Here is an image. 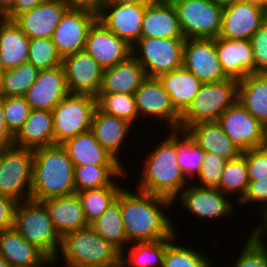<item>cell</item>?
I'll use <instances>...</instances> for the list:
<instances>
[{
	"mask_svg": "<svg viewBox=\"0 0 267 267\" xmlns=\"http://www.w3.org/2000/svg\"><path fill=\"white\" fill-rule=\"evenodd\" d=\"M171 239L130 243L122 251L121 260L128 267H163L166 247Z\"/></svg>",
	"mask_w": 267,
	"mask_h": 267,
	"instance_id": "e575fe53",
	"label": "cell"
},
{
	"mask_svg": "<svg viewBox=\"0 0 267 267\" xmlns=\"http://www.w3.org/2000/svg\"><path fill=\"white\" fill-rule=\"evenodd\" d=\"M176 155L177 165L187 180H195L200 174L205 151L186 131L176 130Z\"/></svg>",
	"mask_w": 267,
	"mask_h": 267,
	"instance_id": "8d00e7d4",
	"label": "cell"
},
{
	"mask_svg": "<svg viewBox=\"0 0 267 267\" xmlns=\"http://www.w3.org/2000/svg\"><path fill=\"white\" fill-rule=\"evenodd\" d=\"M4 71L5 70H4V68H3L2 64H1V60H0V76L3 74Z\"/></svg>",
	"mask_w": 267,
	"mask_h": 267,
	"instance_id": "003e7915",
	"label": "cell"
},
{
	"mask_svg": "<svg viewBox=\"0 0 267 267\" xmlns=\"http://www.w3.org/2000/svg\"><path fill=\"white\" fill-rule=\"evenodd\" d=\"M202 161L200 174L193 183L200 187L217 188L227 160L215 153L205 152Z\"/></svg>",
	"mask_w": 267,
	"mask_h": 267,
	"instance_id": "ee69618b",
	"label": "cell"
},
{
	"mask_svg": "<svg viewBox=\"0 0 267 267\" xmlns=\"http://www.w3.org/2000/svg\"><path fill=\"white\" fill-rule=\"evenodd\" d=\"M217 122L242 152L264 145L265 126L254 118L239 101L226 109Z\"/></svg>",
	"mask_w": 267,
	"mask_h": 267,
	"instance_id": "4fadbf2b",
	"label": "cell"
},
{
	"mask_svg": "<svg viewBox=\"0 0 267 267\" xmlns=\"http://www.w3.org/2000/svg\"><path fill=\"white\" fill-rule=\"evenodd\" d=\"M16 0H0V18H5L14 8Z\"/></svg>",
	"mask_w": 267,
	"mask_h": 267,
	"instance_id": "9f6ffc18",
	"label": "cell"
},
{
	"mask_svg": "<svg viewBox=\"0 0 267 267\" xmlns=\"http://www.w3.org/2000/svg\"><path fill=\"white\" fill-rule=\"evenodd\" d=\"M69 94L63 66L40 70L23 96L31 109L53 110Z\"/></svg>",
	"mask_w": 267,
	"mask_h": 267,
	"instance_id": "44dd1931",
	"label": "cell"
},
{
	"mask_svg": "<svg viewBox=\"0 0 267 267\" xmlns=\"http://www.w3.org/2000/svg\"><path fill=\"white\" fill-rule=\"evenodd\" d=\"M76 193L74 165L61 144L34 150L31 199L43 201Z\"/></svg>",
	"mask_w": 267,
	"mask_h": 267,
	"instance_id": "3957f363",
	"label": "cell"
},
{
	"mask_svg": "<svg viewBox=\"0 0 267 267\" xmlns=\"http://www.w3.org/2000/svg\"><path fill=\"white\" fill-rule=\"evenodd\" d=\"M13 145L32 150L55 145L53 112L32 109L23 127L15 135Z\"/></svg>",
	"mask_w": 267,
	"mask_h": 267,
	"instance_id": "4316f807",
	"label": "cell"
},
{
	"mask_svg": "<svg viewBox=\"0 0 267 267\" xmlns=\"http://www.w3.org/2000/svg\"><path fill=\"white\" fill-rule=\"evenodd\" d=\"M62 147L74 166L92 165H122L110 152L103 148L91 131L76 135L65 140Z\"/></svg>",
	"mask_w": 267,
	"mask_h": 267,
	"instance_id": "83f0119b",
	"label": "cell"
},
{
	"mask_svg": "<svg viewBox=\"0 0 267 267\" xmlns=\"http://www.w3.org/2000/svg\"><path fill=\"white\" fill-rule=\"evenodd\" d=\"M62 60L52 38L29 39L28 62L35 68L39 70L52 69L61 66Z\"/></svg>",
	"mask_w": 267,
	"mask_h": 267,
	"instance_id": "7bdbcfd3",
	"label": "cell"
},
{
	"mask_svg": "<svg viewBox=\"0 0 267 267\" xmlns=\"http://www.w3.org/2000/svg\"><path fill=\"white\" fill-rule=\"evenodd\" d=\"M14 139L15 135L7 126L4 115L3 97L0 96V148L13 145Z\"/></svg>",
	"mask_w": 267,
	"mask_h": 267,
	"instance_id": "db71d44e",
	"label": "cell"
},
{
	"mask_svg": "<svg viewBox=\"0 0 267 267\" xmlns=\"http://www.w3.org/2000/svg\"><path fill=\"white\" fill-rule=\"evenodd\" d=\"M260 5L267 10V0H260Z\"/></svg>",
	"mask_w": 267,
	"mask_h": 267,
	"instance_id": "e7e4bbea",
	"label": "cell"
},
{
	"mask_svg": "<svg viewBox=\"0 0 267 267\" xmlns=\"http://www.w3.org/2000/svg\"><path fill=\"white\" fill-rule=\"evenodd\" d=\"M183 66L203 84L227 79L221 68L213 38L185 39Z\"/></svg>",
	"mask_w": 267,
	"mask_h": 267,
	"instance_id": "5bb4252c",
	"label": "cell"
},
{
	"mask_svg": "<svg viewBox=\"0 0 267 267\" xmlns=\"http://www.w3.org/2000/svg\"><path fill=\"white\" fill-rule=\"evenodd\" d=\"M3 107L7 126L16 135L32 109L24 97H3Z\"/></svg>",
	"mask_w": 267,
	"mask_h": 267,
	"instance_id": "f6af8a7d",
	"label": "cell"
},
{
	"mask_svg": "<svg viewBox=\"0 0 267 267\" xmlns=\"http://www.w3.org/2000/svg\"><path fill=\"white\" fill-rule=\"evenodd\" d=\"M179 236L176 234L166 247L164 255L163 267H213L214 262L208 256H204V252H199L180 244L177 240ZM178 243V244H177ZM212 262V263H211Z\"/></svg>",
	"mask_w": 267,
	"mask_h": 267,
	"instance_id": "60d3db41",
	"label": "cell"
},
{
	"mask_svg": "<svg viewBox=\"0 0 267 267\" xmlns=\"http://www.w3.org/2000/svg\"><path fill=\"white\" fill-rule=\"evenodd\" d=\"M186 132L205 152L215 153L226 160L238 158L242 154L218 122L191 125Z\"/></svg>",
	"mask_w": 267,
	"mask_h": 267,
	"instance_id": "f546056e",
	"label": "cell"
},
{
	"mask_svg": "<svg viewBox=\"0 0 267 267\" xmlns=\"http://www.w3.org/2000/svg\"><path fill=\"white\" fill-rule=\"evenodd\" d=\"M133 95L139 120L166 123V132L168 129L179 130L181 114L174 108L170 95L158 78L147 77Z\"/></svg>",
	"mask_w": 267,
	"mask_h": 267,
	"instance_id": "7c38bea8",
	"label": "cell"
},
{
	"mask_svg": "<svg viewBox=\"0 0 267 267\" xmlns=\"http://www.w3.org/2000/svg\"><path fill=\"white\" fill-rule=\"evenodd\" d=\"M239 1L260 5V0H239Z\"/></svg>",
	"mask_w": 267,
	"mask_h": 267,
	"instance_id": "6125c7cd",
	"label": "cell"
},
{
	"mask_svg": "<svg viewBox=\"0 0 267 267\" xmlns=\"http://www.w3.org/2000/svg\"><path fill=\"white\" fill-rule=\"evenodd\" d=\"M237 204L240 206L249 204L252 206L255 204L254 207L257 212L267 209V177L261 180H249L247 190Z\"/></svg>",
	"mask_w": 267,
	"mask_h": 267,
	"instance_id": "681fc988",
	"label": "cell"
},
{
	"mask_svg": "<svg viewBox=\"0 0 267 267\" xmlns=\"http://www.w3.org/2000/svg\"><path fill=\"white\" fill-rule=\"evenodd\" d=\"M141 38L185 39L170 0H151L147 3Z\"/></svg>",
	"mask_w": 267,
	"mask_h": 267,
	"instance_id": "7402d4cb",
	"label": "cell"
},
{
	"mask_svg": "<svg viewBox=\"0 0 267 267\" xmlns=\"http://www.w3.org/2000/svg\"><path fill=\"white\" fill-rule=\"evenodd\" d=\"M58 262L60 261H58L55 257L46 256L41 262L27 267H56Z\"/></svg>",
	"mask_w": 267,
	"mask_h": 267,
	"instance_id": "6f0895ef",
	"label": "cell"
},
{
	"mask_svg": "<svg viewBox=\"0 0 267 267\" xmlns=\"http://www.w3.org/2000/svg\"><path fill=\"white\" fill-rule=\"evenodd\" d=\"M172 206L175 207L168 198L123 186L121 214L128 242L173 238L179 231L174 227L168 213L166 214L167 208L172 210Z\"/></svg>",
	"mask_w": 267,
	"mask_h": 267,
	"instance_id": "6da1fadb",
	"label": "cell"
},
{
	"mask_svg": "<svg viewBox=\"0 0 267 267\" xmlns=\"http://www.w3.org/2000/svg\"><path fill=\"white\" fill-rule=\"evenodd\" d=\"M258 214H260L262 220L261 218L259 219L263 223H261L260 226L257 225V227L254 225L255 227L250 230L251 232L247 236H251L262 248L267 251V209L260 211Z\"/></svg>",
	"mask_w": 267,
	"mask_h": 267,
	"instance_id": "f5cc1de1",
	"label": "cell"
},
{
	"mask_svg": "<svg viewBox=\"0 0 267 267\" xmlns=\"http://www.w3.org/2000/svg\"><path fill=\"white\" fill-rule=\"evenodd\" d=\"M255 73H267V21L250 38Z\"/></svg>",
	"mask_w": 267,
	"mask_h": 267,
	"instance_id": "c3c4849f",
	"label": "cell"
},
{
	"mask_svg": "<svg viewBox=\"0 0 267 267\" xmlns=\"http://www.w3.org/2000/svg\"><path fill=\"white\" fill-rule=\"evenodd\" d=\"M146 5L106 3L98 21L133 46L141 38Z\"/></svg>",
	"mask_w": 267,
	"mask_h": 267,
	"instance_id": "e0dca14e",
	"label": "cell"
},
{
	"mask_svg": "<svg viewBox=\"0 0 267 267\" xmlns=\"http://www.w3.org/2000/svg\"><path fill=\"white\" fill-rule=\"evenodd\" d=\"M147 77L144 67L131 55L126 61L104 69L98 94H134Z\"/></svg>",
	"mask_w": 267,
	"mask_h": 267,
	"instance_id": "484cf974",
	"label": "cell"
},
{
	"mask_svg": "<svg viewBox=\"0 0 267 267\" xmlns=\"http://www.w3.org/2000/svg\"><path fill=\"white\" fill-rule=\"evenodd\" d=\"M46 0H16L13 10L5 17L14 20L19 14L30 11Z\"/></svg>",
	"mask_w": 267,
	"mask_h": 267,
	"instance_id": "11a10c76",
	"label": "cell"
},
{
	"mask_svg": "<svg viewBox=\"0 0 267 267\" xmlns=\"http://www.w3.org/2000/svg\"><path fill=\"white\" fill-rule=\"evenodd\" d=\"M0 267H12L4 258L0 256Z\"/></svg>",
	"mask_w": 267,
	"mask_h": 267,
	"instance_id": "94428289",
	"label": "cell"
},
{
	"mask_svg": "<svg viewBox=\"0 0 267 267\" xmlns=\"http://www.w3.org/2000/svg\"><path fill=\"white\" fill-rule=\"evenodd\" d=\"M168 131L166 138L149 148L152 151H146V157L141 160L140 177L137 176L134 185L140 191L174 201L190 182L177 165L176 130Z\"/></svg>",
	"mask_w": 267,
	"mask_h": 267,
	"instance_id": "7a4b0ae2",
	"label": "cell"
},
{
	"mask_svg": "<svg viewBox=\"0 0 267 267\" xmlns=\"http://www.w3.org/2000/svg\"><path fill=\"white\" fill-rule=\"evenodd\" d=\"M97 107L104 113L123 119L136 128L139 125V114L137 111L133 94H98ZM136 121V123H135Z\"/></svg>",
	"mask_w": 267,
	"mask_h": 267,
	"instance_id": "b9f144b4",
	"label": "cell"
},
{
	"mask_svg": "<svg viewBox=\"0 0 267 267\" xmlns=\"http://www.w3.org/2000/svg\"><path fill=\"white\" fill-rule=\"evenodd\" d=\"M97 20L88 12L70 9L65 12L52 36L62 58L85 49L89 29Z\"/></svg>",
	"mask_w": 267,
	"mask_h": 267,
	"instance_id": "ac0fdd59",
	"label": "cell"
},
{
	"mask_svg": "<svg viewBox=\"0 0 267 267\" xmlns=\"http://www.w3.org/2000/svg\"><path fill=\"white\" fill-rule=\"evenodd\" d=\"M18 201L0 194V231L14 227L15 210Z\"/></svg>",
	"mask_w": 267,
	"mask_h": 267,
	"instance_id": "f907efd6",
	"label": "cell"
},
{
	"mask_svg": "<svg viewBox=\"0 0 267 267\" xmlns=\"http://www.w3.org/2000/svg\"><path fill=\"white\" fill-rule=\"evenodd\" d=\"M121 255L118 247L88 225L62 238L56 259L63 260L59 267H110L121 261Z\"/></svg>",
	"mask_w": 267,
	"mask_h": 267,
	"instance_id": "277c9868",
	"label": "cell"
},
{
	"mask_svg": "<svg viewBox=\"0 0 267 267\" xmlns=\"http://www.w3.org/2000/svg\"><path fill=\"white\" fill-rule=\"evenodd\" d=\"M185 39L140 38L132 46V56L148 77L158 78L183 66Z\"/></svg>",
	"mask_w": 267,
	"mask_h": 267,
	"instance_id": "30bf717a",
	"label": "cell"
},
{
	"mask_svg": "<svg viewBox=\"0 0 267 267\" xmlns=\"http://www.w3.org/2000/svg\"><path fill=\"white\" fill-rule=\"evenodd\" d=\"M266 21L267 10L261 5L237 1L223 8L218 37L250 40Z\"/></svg>",
	"mask_w": 267,
	"mask_h": 267,
	"instance_id": "2e32d148",
	"label": "cell"
},
{
	"mask_svg": "<svg viewBox=\"0 0 267 267\" xmlns=\"http://www.w3.org/2000/svg\"><path fill=\"white\" fill-rule=\"evenodd\" d=\"M110 267H128L122 260L120 262H118L115 265H112Z\"/></svg>",
	"mask_w": 267,
	"mask_h": 267,
	"instance_id": "be15d7a7",
	"label": "cell"
},
{
	"mask_svg": "<svg viewBox=\"0 0 267 267\" xmlns=\"http://www.w3.org/2000/svg\"><path fill=\"white\" fill-rule=\"evenodd\" d=\"M123 165H92L74 166V183L76 192L101 188L104 186H123L119 179L127 177ZM123 176V177H122ZM117 177V178H116ZM122 177V178H121Z\"/></svg>",
	"mask_w": 267,
	"mask_h": 267,
	"instance_id": "836d02e7",
	"label": "cell"
},
{
	"mask_svg": "<svg viewBox=\"0 0 267 267\" xmlns=\"http://www.w3.org/2000/svg\"><path fill=\"white\" fill-rule=\"evenodd\" d=\"M133 125L116 116L102 112L98 107L94 110L91 129L98 143L110 152L122 165L120 152L124 148L126 138L132 133ZM132 131V132H131ZM121 149V150H120ZM120 156V157H119Z\"/></svg>",
	"mask_w": 267,
	"mask_h": 267,
	"instance_id": "cb8c5ba5",
	"label": "cell"
},
{
	"mask_svg": "<svg viewBox=\"0 0 267 267\" xmlns=\"http://www.w3.org/2000/svg\"><path fill=\"white\" fill-rule=\"evenodd\" d=\"M237 101L266 127L267 73H252L239 80Z\"/></svg>",
	"mask_w": 267,
	"mask_h": 267,
	"instance_id": "d6a6232c",
	"label": "cell"
},
{
	"mask_svg": "<svg viewBox=\"0 0 267 267\" xmlns=\"http://www.w3.org/2000/svg\"><path fill=\"white\" fill-rule=\"evenodd\" d=\"M106 241L123 251L130 243L126 236L121 214V191L105 212L90 224ZM127 245V246H126Z\"/></svg>",
	"mask_w": 267,
	"mask_h": 267,
	"instance_id": "d590c367",
	"label": "cell"
},
{
	"mask_svg": "<svg viewBox=\"0 0 267 267\" xmlns=\"http://www.w3.org/2000/svg\"><path fill=\"white\" fill-rule=\"evenodd\" d=\"M41 202L46 207L49 217L61 238L68 233L90 225L86 220L77 193L46 199Z\"/></svg>",
	"mask_w": 267,
	"mask_h": 267,
	"instance_id": "d4e9b609",
	"label": "cell"
},
{
	"mask_svg": "<svg viewBox=\"0 0 267 267\" xmlns=\"http://www.w3.org/2000/svg\"><path fill=\"white\" fill-rule=\"evenodd\" d=\"M14 228L29 243L36 245L47 256L57 257L62 238L56 231L46 207L32 199L18 202Z\"/></svg>",
	"mask_w": 267,
	"mask_h": 267,
	"instance_id": "8992f818",
	"label": "cell"
},
{
	"mask_svg": "<svg viewBox=\"0 0 267 267\" xmlns=\"http://www.w3.org/2000/svg\"><path fill=\"white\" fill-rule=\"evenodd\" d=\"M191 183L174 199L173 205L176 200H179L178 203L181 204L182 209H186L185 211L190 212L198 220L209 219L212 222L217 218L219 220V218L236 216L234 213L237 206L232 198L224 195L217 188L200 187Z\"/></svg>",
	"mask_w": 267,
	"mask_h": 267,
	"instance_id": "8fae6325",
	"label": "cell"
},
{
	"mask_svg": "<svg viewBox=\"0 0 267 267\" xmlns=\"http://www.w3.org/2000/svg\"><path fill=\"white\" fill-rule=\"evenodd\" d=\"M34 150L15 145L0 148V194L18 202L31 199Z\"/></svg>",
	"mask_w": 267,
	"mask_h": 267,
	"instance_id": "52a82bcc",
	"label": "cell"
},
{
	"mask_svg": "<svg viewBox=\"0 0 267 267\" xmlns=\"http://www.w3.org/2000/svg\"><path fill=\"white\" fill-rule=\"evenodd\" d=\"M70 10L84 11L95 15H101L107 0H64Z\"/></svg>",
	"mask_w": 267,
	"mask_h": 267,
	"instance_id": "816d5d0a",
	"label": "cell"
},
{
	"mask_svg": "<svg viewBox=\"0 0 267 267\" xmlns=\"http://www.w3.org/2000/svg\"><path fill=\"white\" fill-rule=\"evenodd\" d=\"M67 88L70 94H88L97 97L103 79V67L86 51L63 57Z\"/></svg>",
	"mask_w": 267,
	"mask_h": 267,
	"instance_id": "9a60e30c",
	"label": "cell"
},
{
	"mask_svg": "<svg viewBox=\"0 0 267 267\" xmlns=\"http://www.w3.org/2000/svg\"><path fill=\"white\" fill-rule=\"evenodd\" d=\"M264 146L267 148V126L265 127V140H264Z\"/></svg>",
	"mask_w": 267,
	"mask_h": 267,
	"instance_id": "03108f58",
	"label": "cell"
},
{
	"mask_svg": "<svg viewBox=\"0 0 267 267\" xmlns=\"http://www.w3.org/2000/svg\"><path fill=\"white\" fill-rule=\"evenodd\" d=\"M122 188V186H104L76 192L89 224L101 216L108 206L117 199Z\"/></svg>",
	"mask_w": 267,
	"mask_h": 267,
	"instance_id": "ab89813d",
	"label": "cell"
},
{
	"mask_svg": "<svg viewBox=\"0 0 267 267\" xmlns=\"http://www.w3.org/2000/svg\"><path fill=\"white\" fill-rule=\"evenodd\" d=\"M39 71L29 62L6 69L0 76V96L23 97L36 81Z\"/></svg>",
	"mask_w": 267,
	"mask_h": 267,
	"instance_id": "74e56055",
	"label": "cell"
},
{
	"mask_svg": "<svg viewBox=\"0 0 267 267\" xmlns=\"http://www.w3.org/2000/svg\"><path fill=\"white\" fill-rule=\"evenodd\" d=\"M249 183L248 168L245 157L241 154L238 158L227 160L222 172V178L217 187L224 195L234 196L238 203L244 196Z\"/></svg>",
	"mask_w": 267,
	"mask_h": 267,
	"instance_id": "f35d334b",
	"label": "cell"
},
{
	"mask_svg": "<svg viewBox=\"0 0 267 267\" xmlns=\"http://www.w3.org/2000/svg\"><path fill=\"white\" fill-rule=\"evenodd\" d=\"M187 38H217L221 30L223 6L212 0H170Z\"/></svg>",
	"mask_w": 267,
	"mask_h": 267,
	"instance_id": "9c48e42d",
	"label": "cell"
},
{
	"mask_svg": "<svg viewBox=\"0 0 267 267\" xmlns=\"http://www.w3.org/2000/svg\"><path fill=\"white\" fill-rule=\"evenodd\" d=\"M238 98V81L227 78L216 83H205L181 114L179 130L186 131L191 125L217 122L220 115Z\"/></svg>",
	"mask_w": 267,
	"mask_h": 267,
	"instance_id": "5b68a950",
	"label": "cell"
},
{
	"mask_svg": "<svg viewBox=\"0 0 267 267\" xmlns=\"http://www.w3.org/2000/svg\"><path fill=\"white\" fill-rule=\"evenodd\" d=\"M221 68L227 78L237 81L255 73V61L250 40L215 38Z\"/></svg>",
	"mask_w": 267,
	"mask_h": 267,
	"instance_id": "603a6c76",
	"label": "cell"
},
{
	"mask_svg": "<svg viewBox=\"0 0 267 267\" xmlns=\"http://www.w3.org/2000/svg\"><path fill=\"white\" fill-rule=\"evenodd\" d=\"M0 256L12 267H27L41 262L47 255L13 227L0 231Z\"/></svg>",
	"mask_w": 267,
	"mask_h": 267,
	"instance_id": "4dcf8cb0",
	"label": "cell"
},
{
	"mask_svg": "<svg viewBox=\"0 0 267 267\" xmlns=\"http://www.w3.org/2000/svg\"><path fill=\"white\" fill-rule=\"evenodd\" d=\"M96 107V97L88 94L69 93L52 110L55 145L90 131Z\"/></svg>",
	"mask_w": 267,
	"mask_h": 267,
	"instance_id": "ba28073f",
	"label": "cell"
},
{
	"mask_svg": "<svg viewBox=\"0 0 267 267\" xmlns=\"http://www.w3.org/2000/svg\"><path fill=\"white\" fill-rule=\"evenodd\" d=\"M212 1L218 5L225 7L227 5H230V4L237 2L239 0H212Z\"/></svg>",
	"mask_w": 267,
	"mask_h": 267,
	"instance_id": "91938a15",
	"label": "cell"
},
{
	"mask_svg": "<svg viewBox=\"0 0 267 267\" xmlns=\"http://www.w3.org/2000/svg\"><path fill=\"white\" fill-rule=\"evenodd\" d=\"M246 159L249 180H261L267 177V148H253L242 152Z\"/></svg>",
	"mask_w": 267,
	"mask_h": 267,
	"instance_id": "7dc6e473",
	"label": "cell"
},
{
	"mask_svg": "<svg viewBox=\"0 0 267 267\" xmlns=\"http://www.w3.org/2000/svg\"><path fill=\"white\" fill-rule=\"evenodd\" d=\"M151 0H107V3L115 4H147Z\"/></svg>",
	"mask_w": 267,
	"mask_h": 267,
	"instance_id": "680465c9",
	"label": "cell"
},
{
	"mask_svg": "<svg viewBox=\"0 0 267 267\" xmlns=\"http://www.w3.org/2000/svg\"><path fill=\"white\" fill-rule=\"evenodd\" d=\"M170 95L174 108L182 114L191 104L203 83L184 66L158 77Z\"/></svg>",
	"mask_w": 267,
	"mask_h": 267,
	"instance_id": "1f68e13d",
	"label": "cell"
},
{
	"mask_svg": "<svg viewBox=\"0 0 267 267\" xmlns=\"http://www.w3.org/2000/svg\"><path fill=\"white\" fill-rule=\"evenodd\" d=\"M233 264V267H267V251L249 236Z\"/></svg>",
	"mask_w": 267,
	"mask_h": 267,
	"instance_id": "bcb514c9",
	"label": "cell"
},
{
	"mask_svg": "<svg viewBox=\"0 0 267 267\" xmlns=\"http://www.w3.org/2000/svg\"><path fill=\"white\" fill-rule=\"evenodd\" d=\"M29 38L10 19L0 18V60L6 69L28 62Z\"/></svg>",
	"mask_w": 267,
	"mask_h": 267,
	"instance_id": "f1b7e54d",
	"label": "cell"
},
{
	"mask_svg": "<svg viewBox=\"0 0 267 267\" xmlns=\"http://www.w3.org/2000/svg\"><path fill=\"white\" fill-rule=\"evenodd\" d=\"M84 51L106 69L126 61L132 55V46L97 20L89 29Z\"/></svg>",
	"mask_w": 267,
	"mask_h": 267,
	"instance_id": "d6986e66",
	"label": "cell"
},
{
	"mask_svg": "<svg viewBox=\"0 0 267 267\" xmlns=\"http://www.w3.org/2000/svg\"><path fill=\"white\" fill-rule=\"evenodd\" d=\"M64 0H46L13 21L29 38H52L63 15L68 10Z\"/></svg>",
	"mask_w": 267,
	"mask_h": 267,
	"instance_id": "ffe728a7",
	"label": "cell"
}]
</instances>
